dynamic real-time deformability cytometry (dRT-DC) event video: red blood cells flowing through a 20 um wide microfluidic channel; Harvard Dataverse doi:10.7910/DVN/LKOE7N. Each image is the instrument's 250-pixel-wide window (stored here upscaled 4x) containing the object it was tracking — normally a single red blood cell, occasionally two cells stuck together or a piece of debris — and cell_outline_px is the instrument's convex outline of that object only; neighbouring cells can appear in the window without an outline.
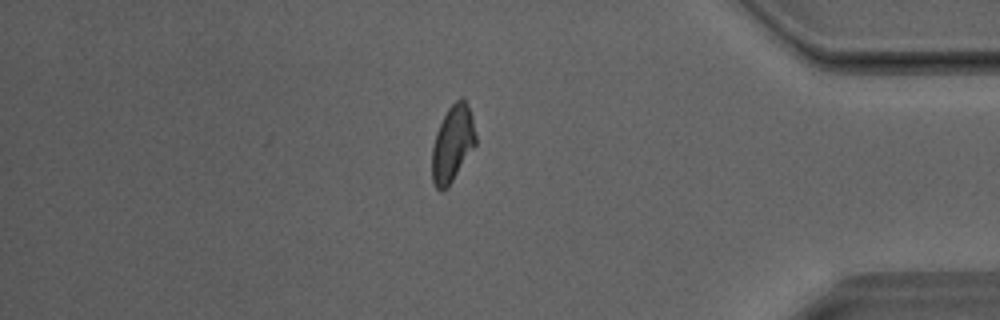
{"species": "Egyptian fruit bat (a non-hibernating species)", "species_latin": "Rousettus aegyptiacus", "temperature_condition": "room temperature", "stored_images_in_passage": 34, "camera_frame_rate_fps": 3000, "um_per_image_px": 0.085, "animal": {"sex": "male"}, "frame": {"image": 1, "passage_image": 34, "time_ms": 11.0, "image_size_px": [1000, 320], "cell_outline_px": [[476, 144], [448, 188], [440, 192], [436, 188], [432, 180], [432, 148], [436, 132], [448, 108], [460, 96], [468, 104], [472, 116], [476, 136]], "centroid_in_image_um": [38.46, 12.23], "position_along_channel_um": 396.7, "area_um2": 19.48}}